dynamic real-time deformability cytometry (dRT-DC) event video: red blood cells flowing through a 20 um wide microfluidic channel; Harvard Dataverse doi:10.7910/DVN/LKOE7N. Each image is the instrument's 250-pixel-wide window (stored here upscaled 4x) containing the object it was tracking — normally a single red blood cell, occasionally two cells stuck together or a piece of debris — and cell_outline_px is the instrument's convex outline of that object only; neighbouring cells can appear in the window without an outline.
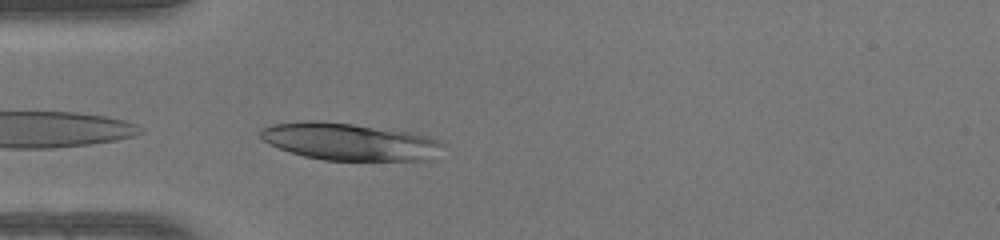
{"species": "human", "species_latin": "Homo sapiens", "temperature_condition": "warm", "stored_images_in_passage": 35, "camera_frame_rate_fps": 3000, "um_per_image_px": 0.085, "donor": {"sex": "female"}, "frame": {"image": 1, "passage_image": 1, "time_ms": 0.0, "image_size_px": [1000, 240], "cell_outline_px": [[448, 144], [432, 160], [324, 160], [304, 156], [280, 148], [264, 140], [260, 136], [260, 128], [272, 124], [304, 120], [320, 120], [352, 124], [408, 132], [428, 136], [440, 140]], "centroid_in_image_um": [29.76, 12.04], "position_along_channel_um": 55.2, "area_um2": 39.71}}
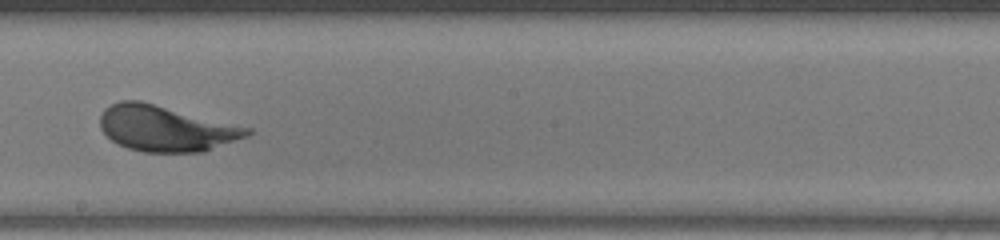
{"frame": {"image": 2, "passage_image": 14, "time_ms": 4.333, "image_size_px": [1000, 240], "cell_outline_px": [[252, 132], [248, 136], [204, 152], [144, 152], [128, 148], [112, 140], [100, 128], [100, 116], [104, 108], [120, 100], [140, 100], [252, 128]], "centroid_in_image_um": [14.11, 10.91], "position_along_channel_um": 234.1, "area_um2": 39.19}}
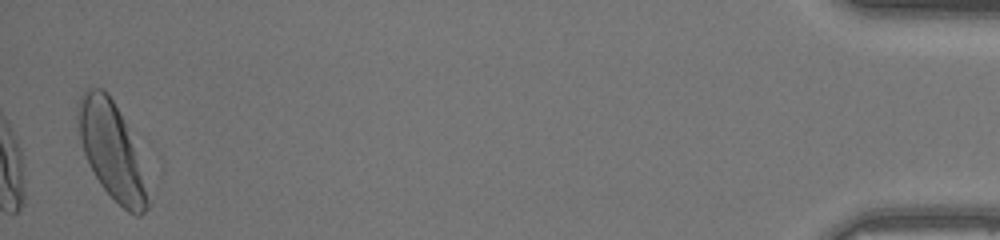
{"frame": {"image": 3, "passage_image": 34, "time_ms": 11.0, "image_size_px": [1000, 240], "cell_outline_px": [[152, 204], [140, 216], [136, 216], [128, 212], [100, 184], [84, 152], [80, 140], [76, 120], [76, 104], [84, 88], [100, 88], [108, 92], [124, 120]], "centroid_in_image_um": [9.44, 12.77], "position_along_channel_um": 425.8, "area_um2": 38.32}, "authors_computed_cell_mechanics": {"area_um2": 38.0324, "velocity_mm_per_s": 4.2563, "shape_relaxation_time_tau1_ms": 2.1772, "shape_relaxation_time_tau2_ms": null, "deformation_change_tau1": 0.1641, "deformation_change_tau2": null}}